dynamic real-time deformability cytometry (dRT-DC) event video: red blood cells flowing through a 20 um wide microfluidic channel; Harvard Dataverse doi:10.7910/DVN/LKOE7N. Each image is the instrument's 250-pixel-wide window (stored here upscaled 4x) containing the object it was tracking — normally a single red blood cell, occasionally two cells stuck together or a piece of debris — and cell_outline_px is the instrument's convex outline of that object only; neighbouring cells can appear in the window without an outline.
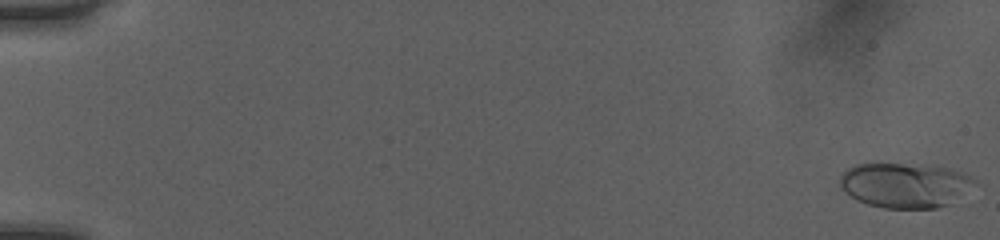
{"species": "human", "species_latin": "Homo sapiens", "temperature_condition": "room temperature", "stored_images_in_passage": 52, "camera_frame_rate_fps": 3000, "um_per_image_px": 0.085, "donor": {"sex": "female"}, "frame": {"image": 1, "passage_image": 1, "time_ms": 0.0, "image_size_px": [1000, 240], "cell_outline_px": [[976, 180], [948, 204], [936, 208], [884, 208], [868, 204], [856, 200], [844, 192], [840, 188], [840, 176], [848, 168], [856, 164], [900, 164], [944, 168], [964, 172]], "centroid_in_image_um": [76.81, 15.75], "position_along_channel_um": 8.2, "area_um2": 34.39}}
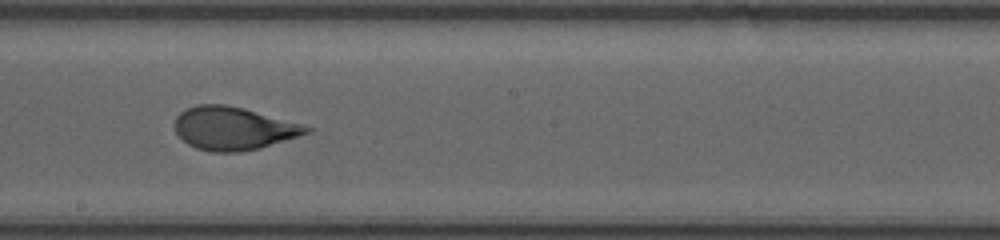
{"frame": {"image": 2, "passage_image": 31, "time_ms": 10.0, "image_size_px": [1000, 240], "cell_outline_px": [[312, 128], [308, 132], [260, 148], [240, 152], [212, 152], [196, 148], [188, 144], [176, 132], [176, 116], [180, 112], [196, 104], [224, 104], [244, 108], [300, 124]], "centroid_in_image_um": [19.78, 10.91], "position_along_channel_um": 228.4, "area_um2": 32.48}}
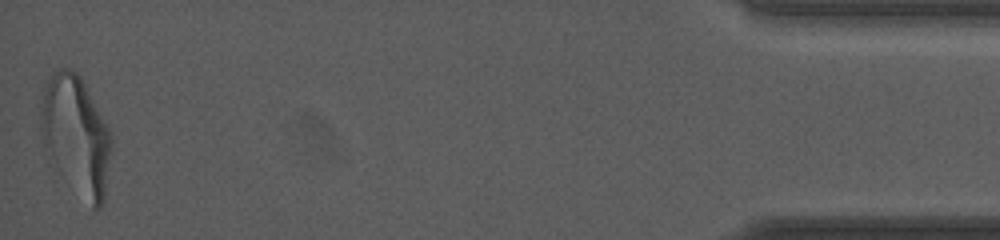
{"frame": {"image": 3, "passage_image": 52, "time_ms": 17.0, "image_size_px": [1000, 240], "cell_outline_px": [[112, 144], [104, 200], [100, 208], [92, 208], [44, 148], [40, 124], [40, 116], [44, 92], [48, 80], [52, 72], [60, 68], [68, 68], [76, 72], [80, 76], [108, 128], [112, 136]], "centroid_in_image_um": [6.49, 11.44], "position_along_channel_um": 428.7, "area_um2": 47.22}, "authors_computed_cell_mechanics": {"area_um2": 33.235, "velocity_mm_per_s": 4.0245, "shape_relaxation_time_tau1_ms": 3.5576, "shape_relaxation_time_tau2_ms": null, "deformation_change_tau1": 0.1679, "deformation_change_tau2": null}}